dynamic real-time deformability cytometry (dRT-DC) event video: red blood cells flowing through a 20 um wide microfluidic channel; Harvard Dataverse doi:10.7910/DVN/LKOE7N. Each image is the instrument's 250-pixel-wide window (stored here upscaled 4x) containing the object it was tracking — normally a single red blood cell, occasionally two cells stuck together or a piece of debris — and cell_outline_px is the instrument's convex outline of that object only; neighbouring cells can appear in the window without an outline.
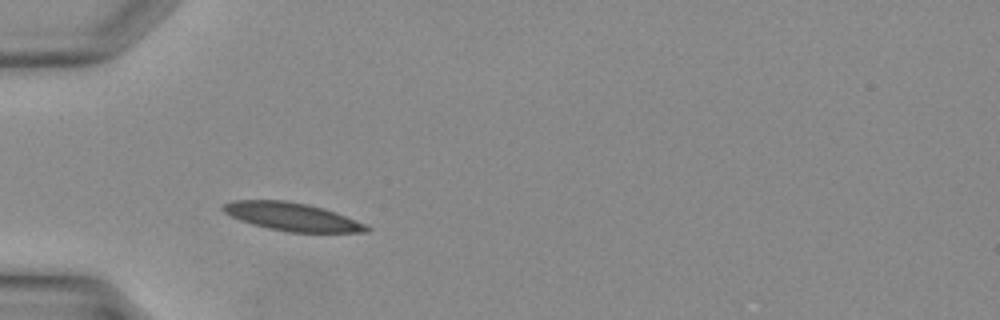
{"species": "Egyptian fruit bat (a non-hibernating species)", "species_latin": "Rousettus aegyptiacus", "temperature_condition": "warm", "stored_images_in_passage": 27, "camera_frame_rate_fps": 3000, "um_per_image_px": 0.085, "animal": {"sex": "female"}, "frame": {"image": 1, "passage_image": 1, "time_ms": 0.0, "image_size_px": [1000, 320], "cell_outline_px": [[372, 228], [368, 232], [288, 232], [268, 228], [252, 224], [240, 220], [224, 212], [220, 208], [224, 204], [232, 200], [284, 200], [308, 204], [324, 208], [336, 212], [364, 224]], "centroid_in_image_um": [24.81, 18.41], "position_along_channel_um": 60.2, "area_um2": 23.41}}
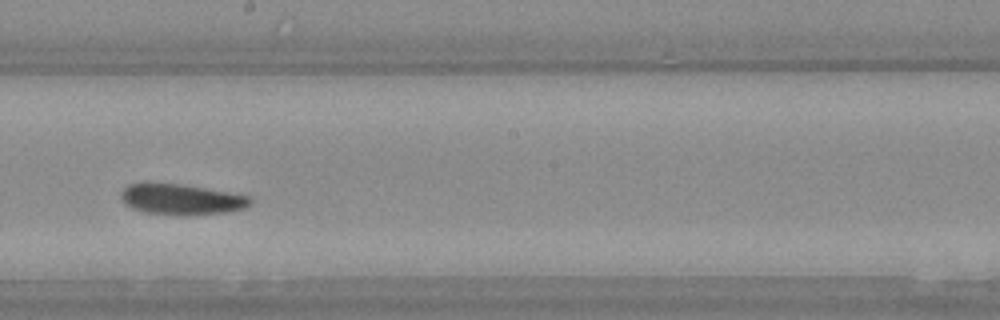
{"frame": {"image": 2, "passage_image": 11, "time_ms": 3.333, "image_size_px": [1000, 320], "cell_outline_px": [[252, 204], [244, 208], [228, 212], [144, 212], [132, 208], [124, 204], [120, 200], [120, 192], [128, 184], [144, 180], [184, 184], [228, 192], [248, 196], [252, 200]], "centroid_in_image_um": [15.3, 16.85], "position_along_channel_um": 232.9, "area_um2": 22.77}}
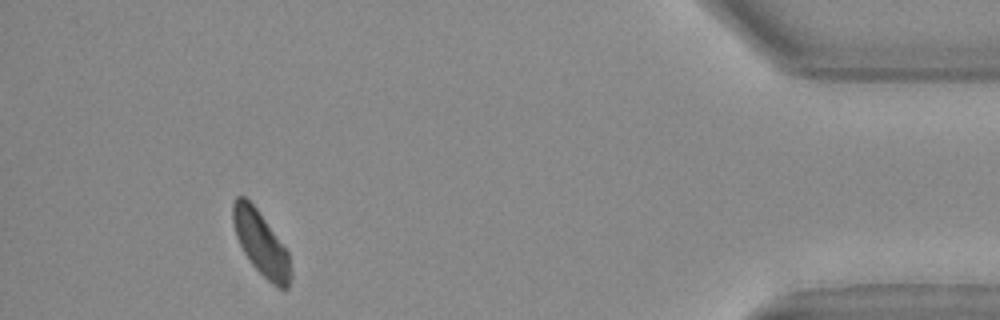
{"frame": {"image": 3, "passage_image": 24, "time_ms": 7.667, "image_size_px": [1000, 320], "cell_outline_px": [[292, 276], [288, 288], [284, 292], [272, 284], [252, 264], [244, 252], [236, 236], [232, 220], [232, 204], [236, 196], [244, 196], [256, 208], [288, 252], [292, 272]], "centroid_in_image_um": [22.19, 20.72], "position_along_channel_um": 413.0, "area_um2": 21.33}}